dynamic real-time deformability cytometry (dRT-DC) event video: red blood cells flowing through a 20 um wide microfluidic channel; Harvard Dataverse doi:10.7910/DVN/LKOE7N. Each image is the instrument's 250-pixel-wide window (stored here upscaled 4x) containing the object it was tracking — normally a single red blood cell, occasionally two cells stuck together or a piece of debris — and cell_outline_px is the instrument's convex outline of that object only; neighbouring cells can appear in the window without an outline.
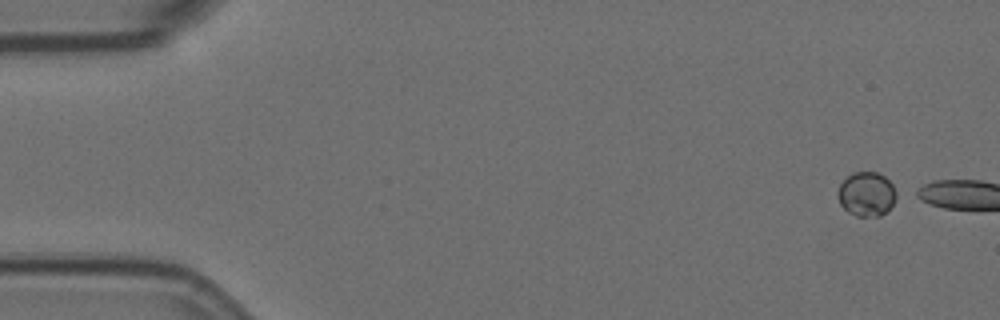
{"species": "Egyptian fruit bat (a non-hibernating species)", "species_latin": "Rousettus aegyptiacus", "temperature_condition": "room temperature", "stored_images_in_passage": 4, "camera_frame_rate_fps": 3000, "um_per_image_px": 0.085, "animal": {"sex": "female"}, "frame": {"image": 1, "passage_image": 1, "time_ms": 0.0, "image_size_px": [1000, 320], "cell_outline_px": [[904, 196], [880, 216], [856, 216], [848, 212], [840, 204], [836, 196], [836, 192], [840, 184], [852, 172], [876, 172], [884, 176]], "centroid_in_image_um": [73.72, 16.5], "position_along_channel_um": 11.3, "area_um2": 15.72}}
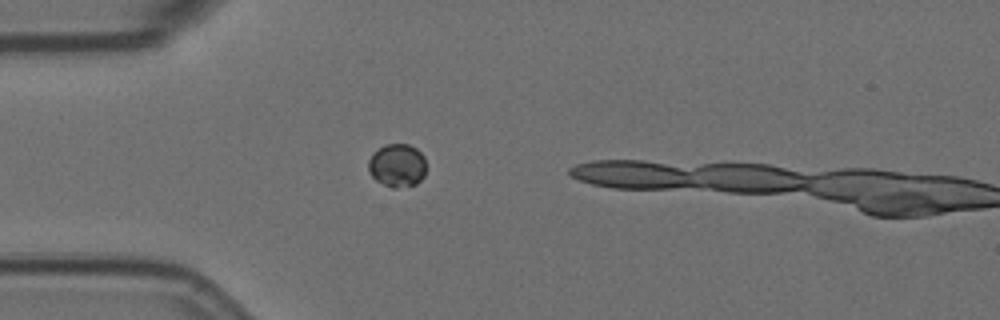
{"frame": {"image": 2, "passage_image": 3, "time_ms": 0.667, "image_size_px": [1000, 320], "cell_outline_px": [[424, 176], [416, 184], [396, 188], [392, 188], [376, 180], [368, 172], [368, 160], [372, 152], [384, 144], [408, 144], [416, 148], [424, 156]], "centroid_in_image_um": [33.72, 14.04], "position_along_channel_um": 51.3, "area_um2": 14.62}}